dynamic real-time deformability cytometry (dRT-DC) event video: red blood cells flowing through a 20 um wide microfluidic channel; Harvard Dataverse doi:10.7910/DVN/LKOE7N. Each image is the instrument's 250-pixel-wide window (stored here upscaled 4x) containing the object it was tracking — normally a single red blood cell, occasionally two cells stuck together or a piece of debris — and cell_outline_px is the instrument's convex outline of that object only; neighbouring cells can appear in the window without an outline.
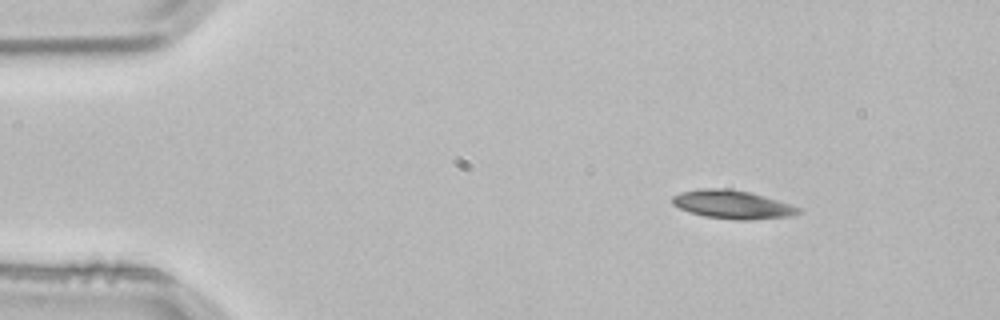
{"species": "common noctule bat (a hibernating species)", "species_latin": "Nyctalus noctula", "temperature_condition": "room temperature", "stored_images_in_passage": 2, "camera_frame_rate_fps": 3000, "um_per_image_px": 0.085, "animal": {"sex": "male", "body_mass_g": 21.5, "forearm_length_mm": 52.0}, "frame": {"image": 1, "passage_image": 1, "time_ms": 0.0, "image_size_px": [1000, 320], "cell_outline_px": [[804, 212], [792, 216], [748, 220], [736, 220], [704, 216], [688, 212], [672, 204], [672, 196], [680, 192], [700, 188], [728, 188], [752, 192], [800, 208]], "centroid_in_image_um": [62.24, 17.38], "position_along_channel_um": 22.8, "area_um2": 21.04}}